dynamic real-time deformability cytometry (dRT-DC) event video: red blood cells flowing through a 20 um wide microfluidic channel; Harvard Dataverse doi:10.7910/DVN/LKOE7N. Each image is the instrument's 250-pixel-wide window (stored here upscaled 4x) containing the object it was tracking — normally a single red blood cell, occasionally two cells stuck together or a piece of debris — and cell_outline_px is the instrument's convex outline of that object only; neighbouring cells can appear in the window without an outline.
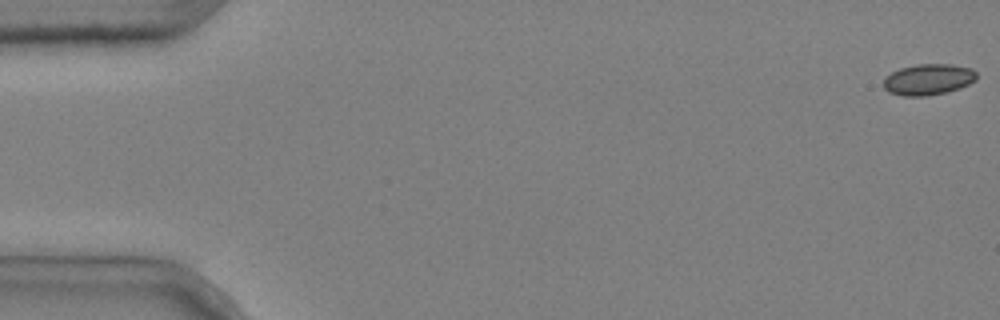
{"species": "common noctule bat (a hibernating species)", "species_latin": "Nyctalus noctula", "temperature_condition": "cold", "stored_images_in_passage": 4, "camera_frame_rate_fps": 3000, "um_per_image_px": 0.085, "animal": {"sex": "male", "body_mass_g": 20.4}, "frame": {"image": 1, "passage_image": 1, "time_ms": 0.0, "image_size_px": [1000, 320], "cell_outline_px": [[976, 80], [960, 88], [948, 92], [924, 96], [900, 96], [888, 92], [884, 88], [884, 76], [900, 68], [916, 64], [952, 64], [972, 68], [976, 72]], "centroid_in_image_um": [78.89, 6.75], "position_along_channel_um": 6.1, "area_um2": 17.05}}